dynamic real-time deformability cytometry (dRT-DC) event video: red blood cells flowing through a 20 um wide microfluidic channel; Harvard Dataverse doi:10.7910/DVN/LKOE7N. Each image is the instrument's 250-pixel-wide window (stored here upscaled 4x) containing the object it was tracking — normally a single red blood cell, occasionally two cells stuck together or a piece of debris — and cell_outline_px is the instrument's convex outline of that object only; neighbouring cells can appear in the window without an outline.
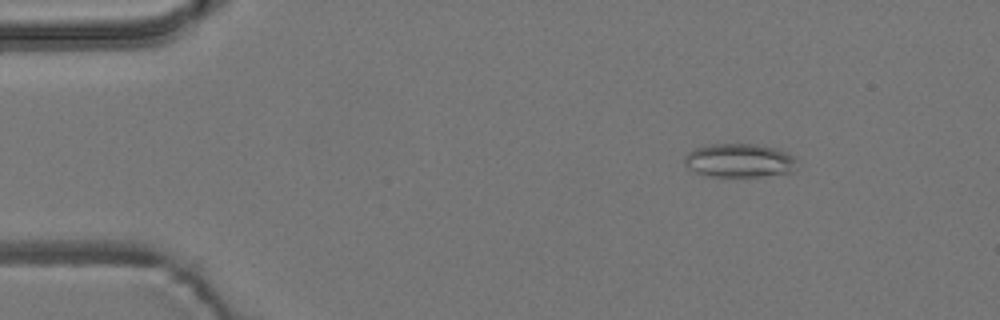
{"species": "common noctule bat (a hibernating species)", "species_latin": "Nyctalus noctula", "temperature_condition": "room temperature", "stored_images_in_passage": 5, "camera_frame_rate_fps": 3000, "um_per_image_px": 0.085, "animal": {"sex": "male", "body_mass_g": 19.2, "forearm_length_mm": 51.8}, "frame": {"image": 1, "passage_image": 2, "time_ms": 2.0, "image_size_px": [1000, 320], "cell_outline_px": [[796, 160], [792, 172], [760, 176], [708, 176], [696, 172], [688, 168], [684, 164], [684, 156], [688, 152], [696, 148], [712, 144], [756, 144], [776, 148], [788, 152], [796, 156]], "centroid_in_image_um": [62.84, 13.63], "position_along_channel_um": 22.2, "area_um2": 22.08}}